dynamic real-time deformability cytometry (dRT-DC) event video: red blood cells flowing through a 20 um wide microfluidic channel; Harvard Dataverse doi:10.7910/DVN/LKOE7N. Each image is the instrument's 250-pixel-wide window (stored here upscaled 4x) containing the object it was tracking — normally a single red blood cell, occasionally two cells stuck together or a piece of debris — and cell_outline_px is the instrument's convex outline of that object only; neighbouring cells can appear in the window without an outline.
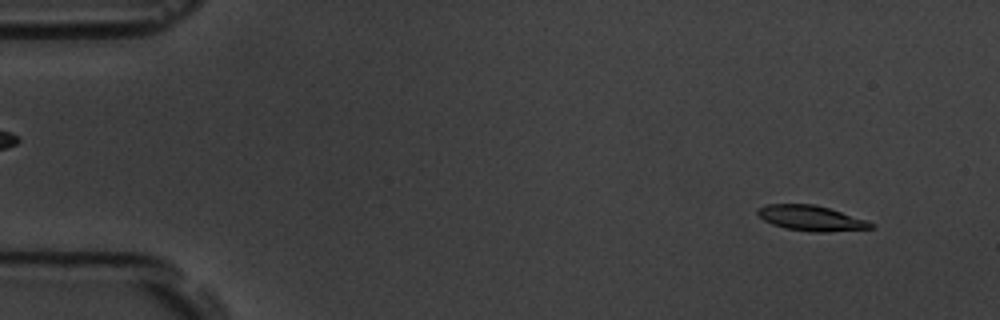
{"species": "common noctule bat (a hibernating species)", "species_latin": "Nyctalus noctula", "temperature_condition": "room temperature", "stored_images_in_passage": 9, "camera_frame_rate_fps": 3000, "um_per_image_px": 0.085, "animal": {"sex": "male", "body_mass_g": 19.5, "forearm_length_mm": 54.6}, "frame": {"image": 1, "passage_image": 1, "time_ms": 0.0, "image_size_px": [1000, 320], "cell_outline_px": [[876, 228], [824, 232], [808, 232], [784, 228], [772, 224], [764, 220], [756, 212], [760, 208], [768, 204], [816, 204], [868, 220], [876, 224]], "centroid_in_image_um": [69.01, 18.55], "position_along_channel_um": 16.0, "area_um2": 16.82}}
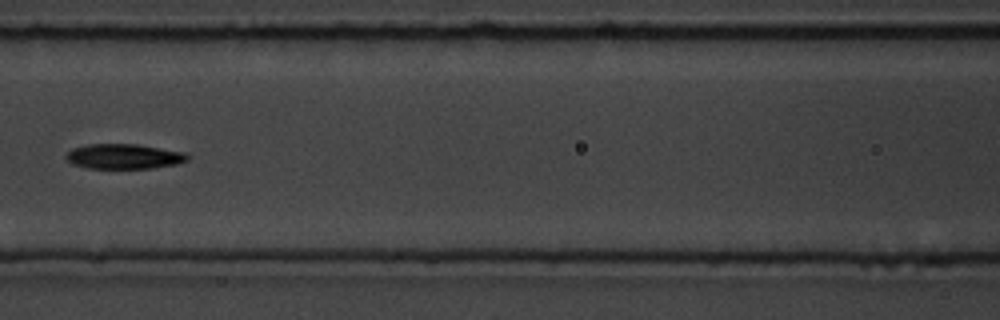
{"frame": {"image": 2, "passage_image": 7, "time_ms": 7.0, "image_size_px": [1000, 320], "cell_outline_px": [[188, 160], [176, 164], [152, 168], [88, 168], [72, 164], [64, 156], [72, 148], [88, 144], [136, 144], [184, 152], [188, 156]], "centroid_in_image_um": [10.5, 13.29], "position_along_channel_um": 156.1, "area_um2": 17.57}}
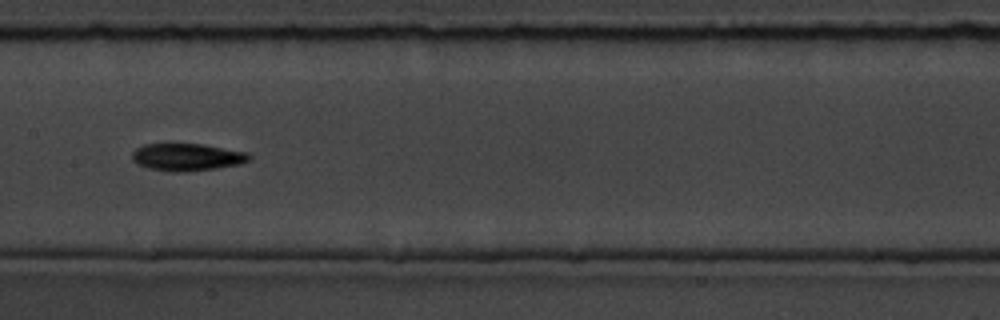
{"frame": {"image": 3, "passage_image": 8, "time_ms": 8.0, "image_size_px": [1000, 320], "cell_outline_px": [[252, 156], [248, 160], [240, 164], [216, 168], [184, 172], [172, 172], [148, 168], [136, 164], [132, 160], [132, 152], [136, 148], [144, 144], [204, 144], [248, 152]], "centroid_in_image_um": [15.88, 13.35], "position_along_channel_um": 191.5, "area_um2": 18.79}}